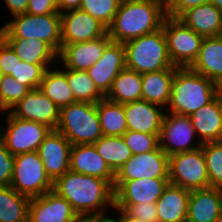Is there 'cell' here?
I'll use <instances>...</instances> for the list:
<instances>
[{
    "mask_svg": "<svg viewBox=\"0 0 222 222\" xmlns=\"http://www.w3.org/2000/svg\"><path fill=\"white\" fill-rule=\"evenodd\" d=\"M53 191L65 198L78 216H90L114 207L109 180L68 170L53 182ZM106 207V208H105Z\"/></svg>",
    "mask_w": 222,
    "mask_h": 222,
    "instance_id": "1",
    "label": "cell"
},
{
    "mask_svg": "<svg viewBox=\"0 0 222 222\" xmlns=\"http://www.w3.org/2000/svg\"><path fill=\"white\" fill-rule=\"evenodd\" d=\"M165 0H121L107 34L113 42L125 43L162 28Z\"/></svg>",
    "mask_w": 222,
    "mask_h": 222,
    "instance_id": "2",
    "label": "cell"
},
{
    "mask_svg": "<svg viewBox=\"0 0 222 222\" xmlns=\"http://www.w3.org/2000/svg\"><path fill=\"white\" fill-rule=\"evenodd\" d=\"M216 83L190 67H178L172 81L168 112L190 116L216 97Z\"/></svg>",
    "mask_w": 222,
    "mask_h": 222,
    "instance_id": "3",
    "label": "cell"
},
{
    "mask_svg": "<svg viewBox=\"0 0 222 222\" xmlns=\"http://www.w3.org/2000/svg\"><path fill=\"white\" fill-rule=\"evenodd\" d=\"M126 68L139 74L155 72L174 66L168 55L163 28L124 43Z\"/></svg>",
    "mask_w": 222,
    "mask_h": 222,
    "instance_id": "4",
    "label": "cell"
},
{
    "mask_svg": "<svg viewBox=\"0 0 222 222\" xmlns=\"http://www.w3.org/2000/svg\"><path fill=\"white\" fill-rule=\"evenodd\" d=\"M56 130L72 144H94L102 136L96 103L75 102L60 108Z\"/></svg>",
    "mask_w": 222,
    "mask_h": 222,
    "instance_id": "5",
    "label": "cell"
},
{
    "mask_svg": "<svg viewBox=\"0 0 222 222\" xmlns=\"http://www.w3.org/2000/svg\"><path fill=\"white\" fill-rule=\"evenodd\" d=\"M1 38L40 39L48 43L58 54L62 49L60 14L31 15L28 13L12 17L0 28Z\"/></svg>",
    "mask_w": 222,
    "mask_h": 222,
    "instance_id": "6",
    "label": "cell"
},
{
    "mask_svg": "<svg viewBox=\"0 0 222 222\" xmlns=\"http://www.w3.org/2000/svg\"><path fill=\"white\" fill-rule=\"evenodd\" d=\"M14 160L10 186L15 191L33 198L53 190V181L47 175L37 151L16 155Z\"/></svg>",
    "mask_w": 222,
    "mask_h": 222,
    "instance_id": "7",
    "label": "cell"
},
{
    "mask_svg": "<svg viewBox=\"0 0 222 222\" xmlns=\"http://www.w3.org/2000/svg\"><path fill=\"white\" fill-rule=\"evenodd\" d=\"M168 55L174 66L190 67L198 58L203 36L195 33L178 18L166 16L162 24Z\"/></svg>",
    "mask_w": 222,
    "mask_h": 222,
    "instance_id": "8",
    "label": "cell"
},
{
    "mask_svg": "<svg viewBox=\"0 0 222 222\" xmlns=\"http://www.w3.org/2000/svg\"><path fill=\"white\" fill-rule=\"evenodd\" d=\"M169 182L190 191L210 187L202 147L169 157Z\"/></svg>",
    "mask_w": 222,
    "mask_h": 222,
    "instance_id": "9",
    "label": "cell"
},
{
    "mask_svg": "<svg viewBox=\"0 0 222 222\" xmlns=\"http://www.w3.org/2000/svg\"><path fill=\"white\" fill-rule=\"evenodd\" d=\"M7 117V128L0 127V139L13 156L37 151L52 130L38 122L18 119L10 112Z\"/></svg>",
    "mask_w": 222,
    "mask_h": 222,
    "instance_id": "10",
    "label": "cell"
},
{
    "mask_svg": "<svg viewBox=\"0 0 222 222\" xmlns=\"http://www.w3.org/2000/svg\"><path fill=\"white\" fill-rule=\"evenodd\" d=\"M167 113L164 115L159 136L160 147L164 153L170 157L202 147L203 144L199 140L196 145L192 144L197 135L189 116Z\"/></svg>",
    "mask_w": 222,
    "mask_h": 222,
    "instance_id": "11",
    "label": "cell"
},
{
    "mask_svg": "<svg viewBox=\"0 0 222 222\" xmlns=\"http://www.w3.org/2000/svg\"><path fill=\"white\" fill-rule=\"evenodd\" d=\"M169 179V156L157 150L133 155L115 174V181L133 179Z\"/></svg>",
    "mask_w": 222,
    "mask_h": 222,
    "instance_id": "12",
    "label": "cell"
},
{
    "mask_svg": "<svg viewBox=\"0 0 222 222\" xmlns=\"http://www.w3.org/2000/svg\"><path fill=\"white\" fill-rule=\"evenodd\" d=\"M62 48L67 44H75L103 37L107 28L81 9L60 13Z\"/></svg>",
    "mask_w": 222,
    "mask_h": 222,
    "instance_id": "13",
    "label": "cell"
},
{
    "mask_svg": "<svg viewBox=\"0 0 222 222\" xmlns=\"http://www.w3.org/2000/svg\"><path fill=\"white\" fill-rule=\"evenodd\" d=\"M9 112L18 119L38 122L52 130H56L60 119V108L39 88L31 89Z\"/></svg>",
    "mask_w": 222,
    "mask_h": 222,
    "instance_id": "14",
    "label": "cell"
},
{
    "mask_svg": "<svg viewBox=\"0 0 222 222\" xmlns=\"http://www.w3.org/2000/svg\"><path fill=\"white\" fill-rule=\"evenodd\" d=\"M169 183V179L160 178L115 181L114 204L156 202Z\"/></svg>",
    "mask_w": 222,
    "mask_h": 222,
    "instance_id": "15",
    "label": "cell"
},
{
    "mask_svg": "<svg viewBox=\"0 0 222 222\" xmlns=\"http://www.w3.org/2000/svg\"><path fill=\"white\" fill-rule=\"evenodd\" d=\"M71 147L72 144L57 130H51L38 147V155L53 182L70 170Z\"/></svg>",
    "mask_w": 222,
    "mask_h": 222,
    "instance_id": "16",
    "label": "cell"
},
{
    "mask_svg": "<svg viewBox=\"0 0 222 222\" xmlns=\"http://www.w3.org/2000/svg\"><path fill=\"white\" fill-rule=\"evenodd\" d=\"M77 217L71 204L53 190L30 199L28 222H72Z\"/></svg>",
    "mask_w": 222,
    "mask_h": 222,
    "instance_id": "17",
    "label": "cell"
},
{
    "mask_svg": "<svg viewBox=\"0 0 222 222\" xmlns=\"http://www.w3.org/2000/svg\"><path fill=\"white\" fill-rule=\"evenodd\" d=\"M125 67L124 44L112 41L105 48L102 57L86 72L95 83L97 89L106 96L112 82Z\"/></svg>",
    "mask_w": 222,
    "mask_h": 222,
    "instance_id": "18",
    "label": "cell"
},
{
    "mask_svg": "<svg viewBox=\"0 0 222 222\" xmlns=\"http://www.w3.org/2000/svg\"><path fill=\"white\" fill-rule=\"evenodd\" d=\"M112 42L108 34L103 37L65 45L58 54L64 68L87 71L103 55L105 48Z\"/></svg>",
    "mask_w": 222,
    "mask_h": 222,
    "instance_id": "19",
    "label": "cell"
},
{
    "mask_svg": "<svg viewBox=\"0 0 222 222\" xmlns=\"http://www.w3.org/2000/svg\"><path fill=\"white\" fill-rule=\"evenodd\" d=\"M123 107L127 130L160 135L165 115L162 107L144 100L125 103Z\"/></svg>",
    "mask_w": 222,
    "mask_h": 222,
    "instance_id": "20",
    "label": "cell"
},
{
    "mask_svg": "<svg viewBox=\"0 0 222 222\" xmlns=\"http://www.w3.org/2000/svg\"><path fill=\"white\" fill-rule=\"evenodd\" d=\"M222 215V188L191 190L186 222H215Z\"/></svg>",
    "mask_w": 222,
    "mask_h": 222,
    "instance_id": "21",
    "label": "cell"
},
{
    "mask_svg": "<svg viewBox=\"0 0 222 222\" xmlns=\"http://www.w3.org/2000/svg\"><path fill=\"white\" fill-rule=\"evenodd\" d=\"M70 170L79 174L99 177L115 182V173L98 154L94 144L72 145L70 150Z\"/></svg>",
    "mask_w": 222,
    "mask_h": 222,
    "instance_id": "22",
    "label": "cell"
},
{
    "mask_svg": "<svg viewBox=\"0 0 222 222\" xmlns=\"http://www.w3.org/2000/svg\"><path fill=\"white\" fill-rule=\"evenodd\" d=\"M178 19L203 37L222 36V10L211 2L187 9Z\"/></svg>",
    "mask_w": 222,
    "mask_h": 222,
    "instance_id": "23",
    "label": "cell"
},
{
    "mask_svg": "<svg viewBox=\"0 0 222 222\" xmlns=\"http://www.w3.org/2000/svg\"><path fill=\"white\" fill-rule=\"evenodd\" d=\"M189 117L202 144L222 140V103L217 96Z\"/></svg>",
    "mask_w": 222,
    "mask_h": 222,
    "instance_id": "24",
    "label": "cell"
},
{
    "mask_svg": "<svg viewBox=\"0 0 222 222\" xmlns=\"http://www.w3.org/2000/svg\"><path fill=\"white\" fill-rule=\"evenodd\" d=\"M191 191L171 183L156 201L158 222H186Z\"/></svg>",
    "mask_w": 222,
    "mask_h": 222,
    "instance_id": "25",
    "label": "cell"
},
{
    "mask_svg": "<svg viewBox=\"0 0 222 222\" xmlns=\"http://www.w3.org/2000/svg\"><path fill=\"white\" fill-rule=\"evenodd\" d=\"M190 68L217 83L222 79V36L204 37Z\"/></svg>",
    "mask_w": 222,
    "mask_h": 222,
    "instance_id": "26",
    "label": "cell"
},
{
    "mask_svg": "<svg viewBox=\"0 0 222 222\" xmlns=\"http://www.w3.org/2000/svg\"><path fill=\"white\" fill-rule=\"evenodd\" d=\"M177 68H166L141 74L142 100L167 107L171 97L172 81Z\"/></svg>",
    "mask_w": 222,
    "mask_h": 222,
    "instance_id": "27",
    "label": "cell"
},
{
    "mask_svg": "<svg viewBox=\"0 0 222 222\" xmlns=\"http://www.w3.org/2000/svg\"><path fill=\"white\" fill-rule=\"evenodd\" d=\"M17 56L30 64H53L58 53L45 41L35 38H2ZM57 57V58H56Z\"/></svg>",
    "mask_w": 222,
    "mask_h": 222,
    "instance_id": "28",
    "label": "cell"
},
{
    "mask_svg": "<svg viewBox=\"0 0 222 222\" xmlns=\"http://www.w3.org/2000/svg\"><path fill=\"white\" fill-rule=\"evenodd\" d=\"M105 98L120 104L142 100L141 74L125 67L112 82Z\"/></svg>",
    "mask_w": 222,
    "mask_h": 222,
    "instance_id": "29",
    "label": "cell"
},
{
    "mask_svg": "<svg viewBox=\"0 0 222 222\" xmlns=\"http://www.w3.org/2000/svg\"><path fill=\"white\" fill-rule=\"evenodd\" d=\"M39 90L46 95L59 108L76 102L73 91L67 82L65 68L54 70L53 66L47 68Z\"/></svg>",
    "mask_w": 222,
    "mask_h": 222,
    "instance_id": "30",
    "label": "cell"
},
{
    "mask_svg": "<svg viewBox=\"0 0 222 222\" xmlns=\"http://www.w3.org/2000/svg\"><path fill=\"white\" fill-rule=\"evenodd\" d=\"M30 199L11 186H0V222H28Z\"/></svg>",
    "mask_w": 222,
    "mask_h": 222,
    "instance_id": "31",
    "label": "cell"
},
{
    "mask_svg": "<svg viewBox=\"0 0 222 222\" xmlns=\"http://www.w3.org/2000/svg\"><path fill=\"white\" fill-rule=\"evenodd\" d=\"M96 106L103 136H122L127 131L123 104L104 97Z\"/></svg>",
    "mask_w": 222,
    "mask_h": 222,
    "instance_id": "32",
    "label": "cell"
},
{
    "mask_svg": "<svg viewBox=\"0 0 222 222\" xmlns=\"http://www.w3.org/2000/svg\"><path fill=\"white\" fill-rule=\"evenodd\" d=\"M94 146L115 174L133 156L122 136H102Z\"/></svg>",
    "mask_w": 222,
    "mask_h": 222,
    "instance_id": "33",
    "label": "cell"
},
{
    "mask_svg": "<svg viewBox=\"0 0 222 222\" xmlns=\"http://www.w3.org/2000/svg\"><path fill=\"white\" fill-rule=\"evenodd\" d=\"M65 75L76 102L97 103L105 97L86 71L65 68Z\"/></svg>",
    "mask_w": 222,
    "mask_h": 222,
    "instance_id": "34",
    "label": "cell"
},
{
    "mask_svg": "<svg viewBox=\"0 0 222 222\" xmlns=\"http://www.w3.org/2000/svg\"><path fill=\"white\" fill-rule=\"evenodd\" d=\"M30 91V89L11 75H1L0 112L10 111Z\"/></svg>",
    "mask_w": 222,
    "mask_h": 222,
    "instance_id": "35",
    "label": "cell"
},
{
    "mask_svg": "<svg viewBox=\"0 0 222 222\" xmlns=\"http://www.w3.org/2000/svg\"><path fill=\"white\" fill-rule=\"evenodd\" d=\"M210 187L222 188V140L202 145Z\"/></svg>",
    "mask_w": 222,
    "mask_h": 222,
    "instance_id": "36",
    "label": "cell"
},
{
    "mask_svg": "<svg viewBox=\"0 0 222 222\" xmlns=\"http://www.w3.org/2000/svg\"><path fill=\"white\" fill-rule=\"evenodd\" d=\"M120 2L121 0H82L80 9L108 28L118 11Z\"/></svg>",
    "mask_w": 222,
    "mask_h": 222,
    "instance_id": "37",
    "label": "cell"
},
{
    "mask_svg": "<svg viewBox=\"0 0 222 222\" xmlns=\"http://www.w3.org/2000/svg\"><path fill=\"white\" fill-rule=\"evenodd\" d=\"M52 64H30L25 61L16 62L14 73L11 76L19 83L26 85L30 90L39 88L43 75Z\"/></svg>",
    "mask_w": 222,
    "mask_h": 222,
    "instance_id": "38",
    "label": "cell"
},
{
    "mask_svg": "<svg viewBox=\"0 0 222 222\" xmlns=\"http://www.w3.org/2000/svg\"><path fill=\"white\" fill-rule=\"evenodd\" d=\"M160 135L127 130L123 135L126 145L133 155L157 150L160 147Z\"/></svg>",
    "mask_w": 222,
    "mask_h": 222,
    "instance_id": "39",
    "label": "cell"
},
{
    "mask_svg": "<svg viewBox=\"0 0 222 222\" xmlns=\"http://www.w3.org/2000/svg\"><path fill=\"white\" fill-rule=\"evenodd\" d=\"M115 207L125 210L130 216L144 222H158L156 202L138 204H114Z\"/></svg>",
    "mask_w": 222,
    "mask_h": 222,
    "instance_id": "40",
    "label": "cell"
},
{
    "mask_svg": "<svg viewBox=\"0 0 222 222\" xmlns=\"http://www.w3.org/2000/svg\"><path fill=\"white\" fill-rule=\"evenodd\" d=\"M14 164V156L7 150L0 139V186H10Z\"/></svg>",
    "mask_w": 222,
    "mask_h": 222,
    "instance_id": "41",
    "label": "cell"
},
{
    "mask_svg": "<svg viewBox=\"0 0 222 222\" xmlns=\"http://www.w3.org/2000/svg\"><path fill=\"white\" fill-rule=\"evenodd\" d=\"M21 59L11 49V47L0 37V72L1 75H11L14 73L16 62Z\"/></svg>",
    "mask_w": 222,
    "mask_h": 222,
    "instance_id": "42",
    "label": "cell"
},
{
    "mask_svg": "<svg viewBox=\"0 0 222 222\" xmlns=\"http://www.w3.org/2000/svg\"><path fill=\"white\" fill-rule=\"evenodd\" d=\"M210 2L211 0H165L166 16L178 18L187 9Z\"/></svg>",
    "mask_w": 222,
    "mask_h": 222,
    "instance_id": "43",
    "label": "cell"
},
{
    "mask_svg": "<svg viewBox=\"0 0 222 222\" xmlns=\"http://www.w3.org/2000/svg\"><path fill=\"white\" fill-rule=\"evenodd\" d=\"M26 13L31 15L60 14L57 0H29Z\"/></svg>",
    "mask_w": 222,
    "mask_h": 222,
    "instance_id": "44",
    "label": "cell"
},
{
    "mask_svg": "<svg viewBox=\"0 0 222 222\" xmlns=\"http://www.w3.org/2000/svg\"><path fill=\"white\" fill-rule=\"evenodd\" d=\"M13 17L26 13L29 0H4Z\"/></svg>",
    "mask_w": 222,
    "mask_h": 222,
    "instance_id": "45",
    "label": "cell"
},
{
    "mask_svg": "<svg viewBox=\"0 0 222 222\" xmlns=\"http://www.w3.org/2000/svg\"><path fill=\"white\" fill-rule=\"evenodd\" d=\"M113 208H115V210L120 212L118 215L119 217L116 219H114V217L111 218V217L107 216V214H105L109 210H105V211H102L99 213L92 214L89 217L91 218L92 222H122V210L115 207V206Z\"/></svg>",
    "mask_w": 222,
    "mask_h": 222,
    "instance_id": "46",
    "label": "cell"
},
{
    "mask_svg": "<svg viewBox=\"0 0 222 222\" xmlns=\"http://www.w3.org/2000/svg\"><path fill=\"white\" fill-rule=\"evenodd\" d=\"M81 1L82 0H57L59 13L74 9H80Z\"/></svg>",
    "mask_w": 222,
    "mask_h": 222,
    "instance_id": "47",
    "label": "cell"
},
{
    "mask_svg": "<svg viewBox=\"0 0 222 222\" xmlns=\"http://www.w3.org/2000/svg\"><path fill=\"white\" fill-rule=\"evenodd\" d=\"M122 222H144L140 219L130 216L125 210H122Z\"/></svg>",
    "mask_w": 222,
    "mask_h": 222,
    "instance_id": "48",
    "label": "cell"
},
{
    "mask_svg": "<svg viewBox=\"0 0 222 222\" xmlns=\"http://www.w3.org/2000/svg\"><path fill=\"white\" fill-rule=\"evenodd\" d=\"M216 95L222 103V79L216 83Z\"/></svg>",
    "mask_w": 222,
    "mask_h": 222,
    "instance_id": "49",
    "label": "cell"
},
{
    "mask_svg": "<svg viewBox=\"0 0 222 222\" xmlns=\"http://www.w3.org/2000/svg\"><path fill=\"white\" fill-rule=\"evenodd\" d=\"M72 222H92L89 216H78Z\"/></svg>",
    "mask_w": 222,
    "mask_h": 222,
    "instance_id": "50",
    "label": "cell"
},
{
    "mask_svg": "<svg viewBox=\"0 0 222 222\" xmlns=\"http://www.w3.org/2000/svg\"><path fill=\"white\" fill-rule=\"evenodd\" d=\"M215 6H217L220 10H222V0H211Z\"/></svg>",
    "mask_w": 222,
    "mask_h": 222,
    "instance_id": "51",
    "label": "cell"
},
{
    "mask_svg": "<svg viewBox=\"0 0 222 222\" xmlns=\"http://www.w3.org/2000/svg\"><path fill=\"white\" fill-rule=\"evenodd\" d=\"M215 222H222V215H220Z\"/></svg>",
    "mask_w": 222,
    "mask_h": 222,
    "instance_id": "52",
    "label": "cell"
}]
</instances>
